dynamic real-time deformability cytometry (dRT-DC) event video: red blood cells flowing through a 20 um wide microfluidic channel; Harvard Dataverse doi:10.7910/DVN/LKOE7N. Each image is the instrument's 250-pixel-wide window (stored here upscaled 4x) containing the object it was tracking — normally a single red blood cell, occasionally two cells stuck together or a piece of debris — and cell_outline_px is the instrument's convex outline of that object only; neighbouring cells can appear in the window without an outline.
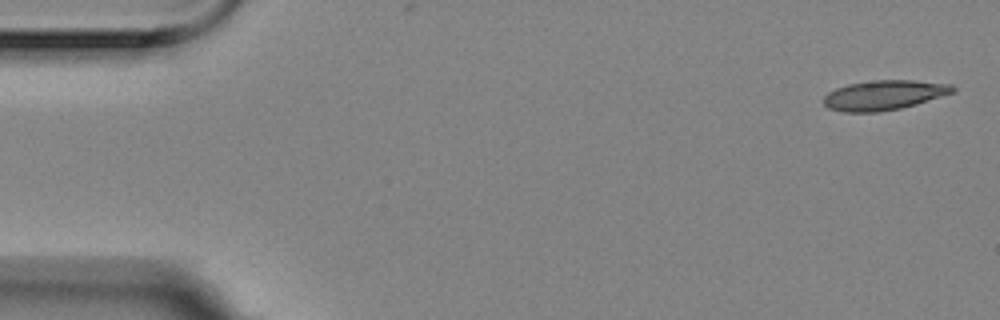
{"species": "Egyptian fruit bat (a non-hibernating species)", "species_latin": "Rousettus aegyptiacus", "temperature_condition": "room temperature", "stored_images_in_passage": 4, "segment_of_instrument_passage": [2, 2], "camera_frame_rate_fps": 3000, "um_per_image_px": 0.085, "animal": {"sex": "female"}, "frame": {"image": 1, "passage_image": 4, "time_ms": 1.0, "image_size_px": [1000, 320], "cell_outline_px": [[956, 92], [916, 104], [900, 108], [880, 112], [844, 112], [828, 108], [824, 104], [824, 96], [828, 92], [836, 88], [848, 84], [872, 80], [916, 80], [952, 84], [956, 88]], "centroid_in_image_um": [75.17, 8.08], "position_along_channel_um": 9.8, "area_um2": 22.54}}